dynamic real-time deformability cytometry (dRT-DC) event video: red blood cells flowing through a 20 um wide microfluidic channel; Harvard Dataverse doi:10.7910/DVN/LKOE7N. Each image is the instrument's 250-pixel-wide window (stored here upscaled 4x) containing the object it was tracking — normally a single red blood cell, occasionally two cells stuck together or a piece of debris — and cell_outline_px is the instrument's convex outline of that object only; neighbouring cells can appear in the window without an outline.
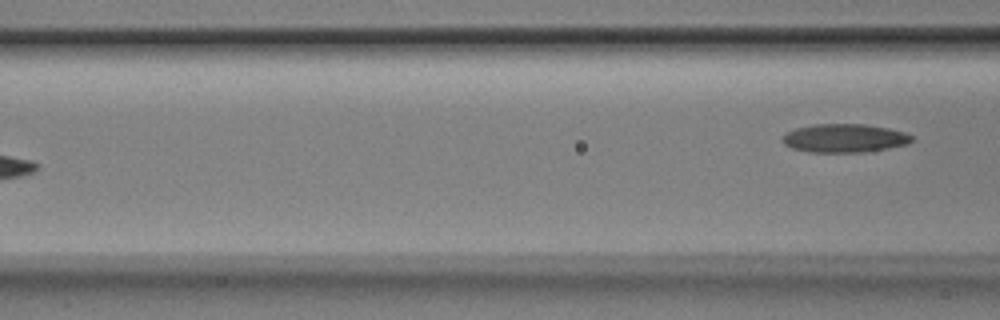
{"species": "Egyptian fruit bat (a non-hibernating species)", "species_latin": "Rousettus aegyptiacus", "temperature_condition": "room temperature", "stored_images_in_passage": 6, "camera_frame_rate_fps": 3000, "um_per_image_px": 0.085, "animal": {"sex": "male"}, "frame": {"image": 1, "passage_image": 6, "time_ms": 1.667, "image_size_px": [1000, 320], "cell_outline_px": [[912, 140], [908, 144], [888, 148], [864, 152], [808, 152], [792, 148], [784, 144], [780, 140], [784, 132], [796, 128], [812, 124], [864, 124], [888, 128], [904, 132], [912, 136]], "centroid_in_image_um": [71.72, 11.74], "position_along_channel_um": 94.9, "area_um2": 21.62}}